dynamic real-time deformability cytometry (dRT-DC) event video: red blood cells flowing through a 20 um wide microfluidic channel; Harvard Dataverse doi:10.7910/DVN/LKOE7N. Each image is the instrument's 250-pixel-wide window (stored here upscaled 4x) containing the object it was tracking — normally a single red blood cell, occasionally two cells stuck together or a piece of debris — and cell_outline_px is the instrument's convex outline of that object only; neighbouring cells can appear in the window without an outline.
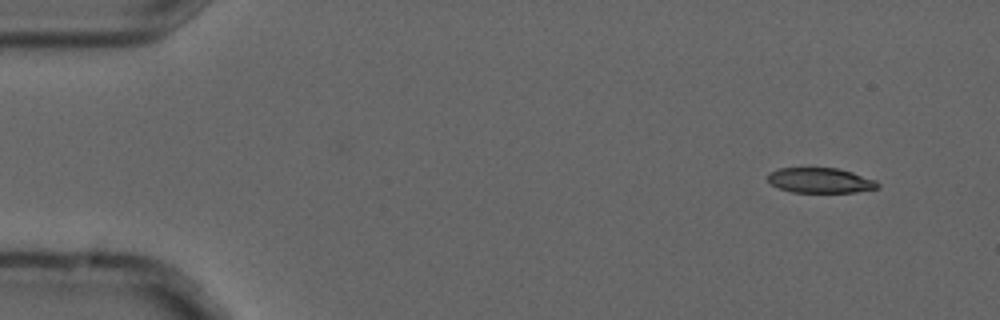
{"species": "common noctule bat (a hibernating species)", "species_latin": "Nyctalus noctula", "temperature_condition": "cold", "stored_images_in_passage": 2, "camera_frame_rate_fps": 3000, "um_per_image_px": 0.085, "animal": {"sex": "male", "forearm_length_mm": 52.5}, "frame": {"image": 1, "passage_image": 2, "time_ms": 0.333, "image_size_px": [1000, 320], "cell_outline_px": [[880, 188], [856, 192], [792, 192], [780, 188], [772, 184], [768, 180], [768, 172], [780, 168], [836, 168], [852, 172], [876, 180], [880, 184]], "centroid_in_image_um": [69.76, 15.33], "position_along_channel_um": 15.2, "area_um2": 16.07}}